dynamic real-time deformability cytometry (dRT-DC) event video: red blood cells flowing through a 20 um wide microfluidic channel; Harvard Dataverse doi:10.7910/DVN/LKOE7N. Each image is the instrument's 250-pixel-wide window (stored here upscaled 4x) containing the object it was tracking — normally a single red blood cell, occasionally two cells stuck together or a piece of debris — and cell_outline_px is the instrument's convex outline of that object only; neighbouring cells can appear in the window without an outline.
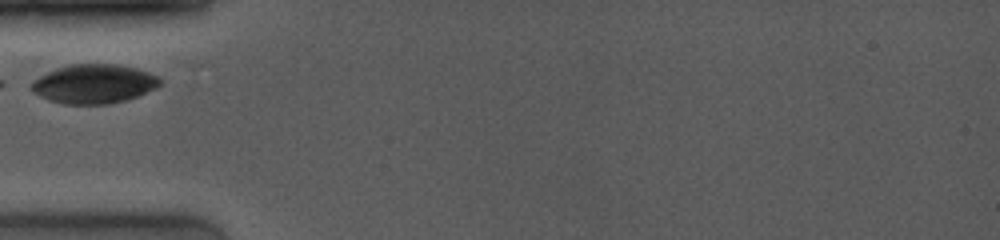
{"species": "common noctule bat (a hibernating species)", "species_latin": "Nyctalus noctula", "temperature_condition": "room temperature", "stored_images_in_passage": 11, "camera_frame_rate_fps": 4000, "um_per_image_px": 0.085, "animal": {"sex": "female", "body_mass_g": 19.0, "forearm_length_mm": 53.3}, "frame": {"image": 1, "passage_image": 1, "time_ms": 0.0, "image_size_px": [1000, 240], "cell_outline_px": [[160, 84], [156, 88], [128, 100], [108, 104], [64, 104], [48, 100], [32, 92], [32, 80], [56, 68], [72, 64], [120, 64], [136, 68], [148, 72], [156, 76], [160, 80]], "centroid_in_image_um": [7.98, 7.13], "position_along_channel_um": 77.0, "area_um2": 29.3}}